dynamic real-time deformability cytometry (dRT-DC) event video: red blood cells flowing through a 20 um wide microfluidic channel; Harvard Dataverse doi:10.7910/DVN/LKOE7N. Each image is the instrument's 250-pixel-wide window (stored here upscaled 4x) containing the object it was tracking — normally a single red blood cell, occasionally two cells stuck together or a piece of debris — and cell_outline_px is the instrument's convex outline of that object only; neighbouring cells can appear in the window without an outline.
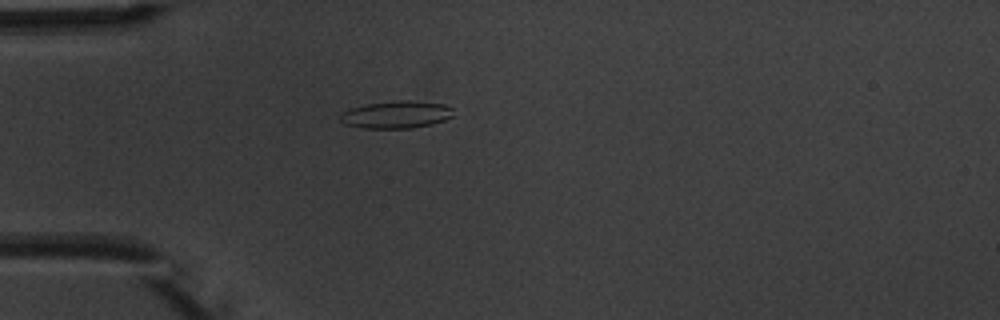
{"species": "common noctule bat (a hibernating species)", "species_latin": "Nyctalus noctula", "temperature_condition": "warm", "stored_images_in_passage": 2, "camera_frame_rate_fps": 3000, "um_per_image_px": 0.085, "animal": {"sex": "male", "body_mass_g": 20.1, "forearm_length_mm": 53.5}, "frame": {"image": 1, "passage_image": 2, "time_ms": 1.0, "image_size_px": [1000, 320], "cell_outline_px": [[452, 116], [444, 120], [432, 124], [412, 128], [364, 128], [344, 124], [340, 120], [340, 112], [352, 108], [368, 104], [400, 100], [408, 100], [444, 104], [452, 108]], "centroid_in_image_um": [33.67, 9.74], "position_along_channel_um": 51.3, "area_um2": 17.92}}